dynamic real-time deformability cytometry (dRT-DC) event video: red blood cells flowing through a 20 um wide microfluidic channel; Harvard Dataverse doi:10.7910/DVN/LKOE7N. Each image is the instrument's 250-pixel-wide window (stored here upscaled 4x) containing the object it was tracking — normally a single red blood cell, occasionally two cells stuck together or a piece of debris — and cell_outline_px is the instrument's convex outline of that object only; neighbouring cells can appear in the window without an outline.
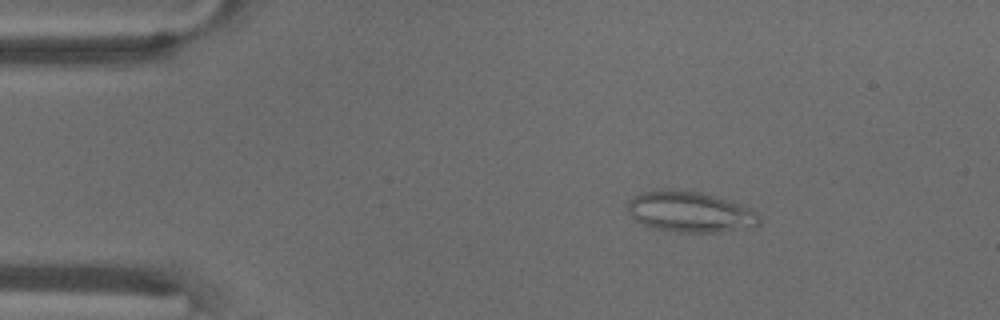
{"species": "common noctule bat (a hibernating species)", "species_latin": "Nyctalus noctula", "temperature_condition": "warm", "stored_images_in_passage": 54, "camera_frame_rate_fps": 3000, "um_per_image_px": 0.085, "animal": {"sex": "male", "body_mass_g": 18.8}, "frame": {"image": 1, "passage_image": 8, "time_ms": 2.333, "image_size_px": [1000, 320], "cell_outline_px": [[760, 224], [716, 232], [676, 232], [656, 228], [644, 224], [636, 220], [628, 212], [628, 200], [632, 196], [644, 192], [668, 188], [700, 192], [728, 200], [752, 208], [760, 216]], "centroid_in_image_um": [58.63, 17.98], "position_along_channel_um": 26.4, "area_um2": 30.98}}
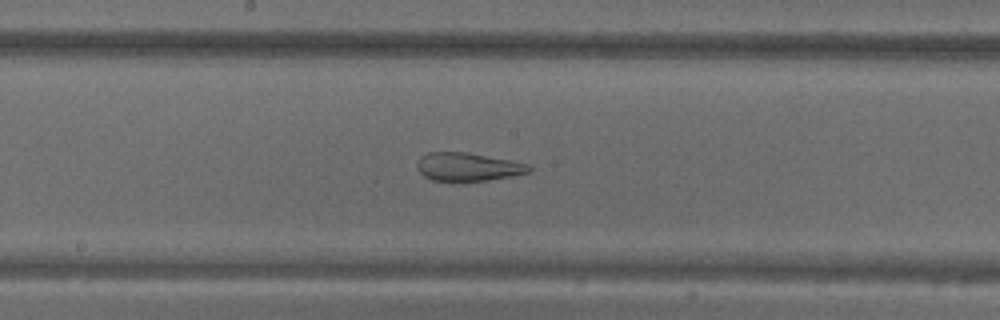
{"frame": {"image": 2, "passage_image": 28, "time_ms": 9.0, "image_size_px": [1000, 320], "cell_outline_px": [[532, 172], [512, 176], [488, 180], [452, 184], [432, 180], [424, 176], [416, 168], [416, 164], [420, 156], [428, 152], [464, 152], [508, 160], [528, 164], [532, 168]], "centroid_in_image_um": [39.72, 14.23], "position_along_channel_um": 208.5, "area_um2": 19.02}}
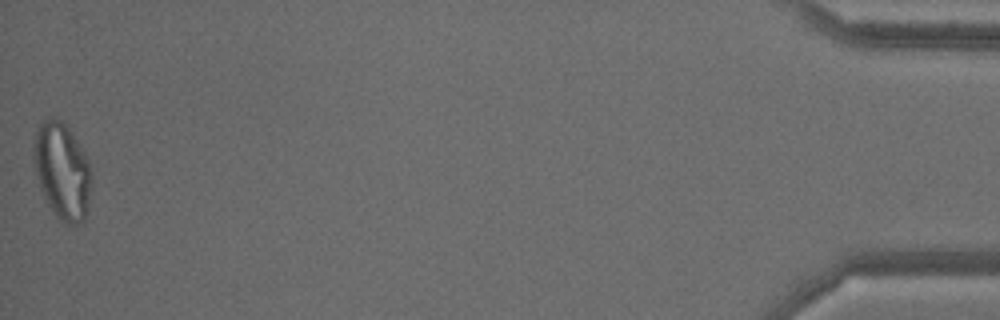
{"frame": {"image": 3, "passage_image": 54, "time_ms": 17.667, "image_size_px": [1000, 320], "cell_outline_px": [[92, 188], [88, 208], [84, 220], [76, 224], [64, 224], [56, 216], [48, 204], [40, 188], [36, 176], [32, 156], [32, 140], [36, 128], [48, 116], [52, 116], [60, 120], [72, 132], [84, 152], [88, 160], [92, 176]], "centroid_in_image_um": [5.27, 14.51], "position_along_channel_um": 429.9, "area_um2": 33.18}, "authors_computed_cell_mechanics": {"area_um2": 26.6169, "velocity_mm_per_s": 3.659, "shape_relaxation_time_tau1_ms": null, "shape_relaxation_time_tau2_ms": 1.4716, "deformation_change_tau1": null, "deformation_change_tau2": 0.1074}}